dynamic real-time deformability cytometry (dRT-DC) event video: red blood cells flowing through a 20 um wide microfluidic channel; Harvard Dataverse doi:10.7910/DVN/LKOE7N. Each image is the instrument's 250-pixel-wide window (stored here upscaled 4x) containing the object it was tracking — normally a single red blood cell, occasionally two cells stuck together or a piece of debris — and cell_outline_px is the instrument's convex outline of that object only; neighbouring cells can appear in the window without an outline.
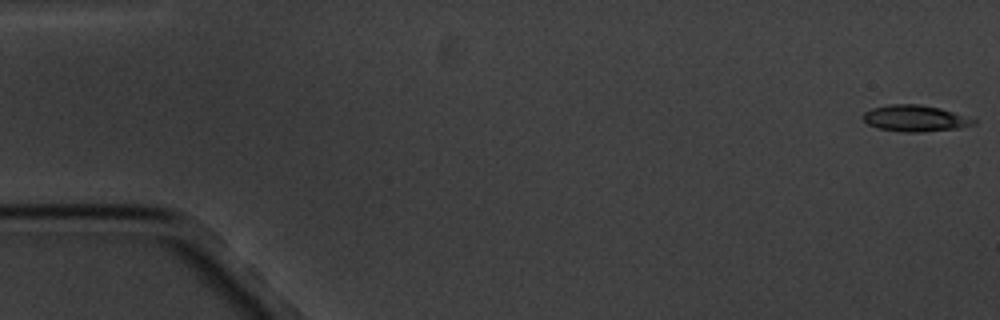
{"species": "common noctule bat (a hibernating species)", "species_latin": "Nyctalus noctula", "temperature_condition": "cold", "stored_images_in_passage": 6, "camera_frame_rate_fps": 3000, "um_per_image_px": 0.085, "animal": {"sex": "male", "body_mass_g": 20.1, "forearm_length_mm": 53.5}, "frame": {"image": 1, "passage_image": 1, "time_ms": 0.0, "image_size_px": [1000, 320], "cell_outline_px": [[976, 124], [960, 128], [920, 132], [904, 132], [880, 128], [868, 124], [864, 120], [864, 112], [872, 108], [888, 104], [920, 104], [940, 108], [976, 120]], "centroid_in_image_um": [77.78, 10.05], "position_along_channel_um": 7.2, "area_um2": 16.76}}